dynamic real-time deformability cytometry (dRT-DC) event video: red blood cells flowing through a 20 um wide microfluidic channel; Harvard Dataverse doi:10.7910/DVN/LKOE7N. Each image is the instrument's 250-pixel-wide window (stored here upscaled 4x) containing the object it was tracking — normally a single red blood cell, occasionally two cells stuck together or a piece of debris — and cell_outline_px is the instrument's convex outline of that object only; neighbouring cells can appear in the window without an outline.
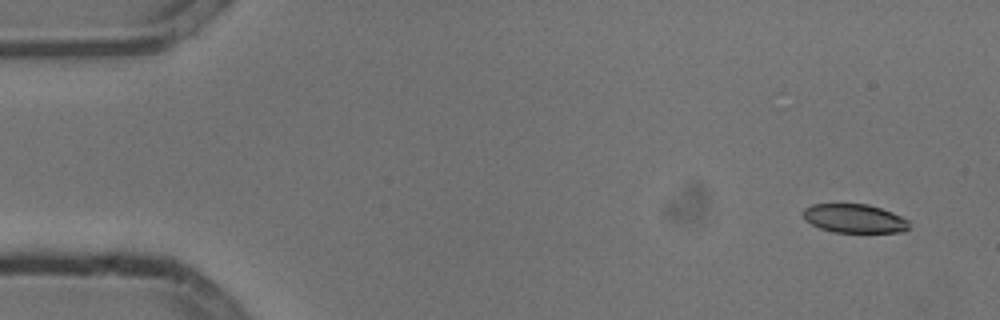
{"species": "common noctule bat (a hibernating species)", "species_latin": "Nyctalus noctula", "temperature_condition": "cold", "stored_images_in_passage": 5, "camera_frame_rate_fps": 3000, "um_per_image_px": 0.085, "animal": {"sex": "male", "body_mass_g": 13.3}, "frame": {"image": 1, "passage_image": 1, "time_ms": 0.0, "image_size_px": [1000, 320], "cell_outline_px": [[908, 228], [904, 232], [832, 232], [820, 228], [804, 220], [804, 208], [812, 204], [868, 204], [892, 212], [908, 220]], "centroid_in_image_um": [72.61, 18.57], "position_along_channel_um": 12.4, "area_um2": 17.69}}
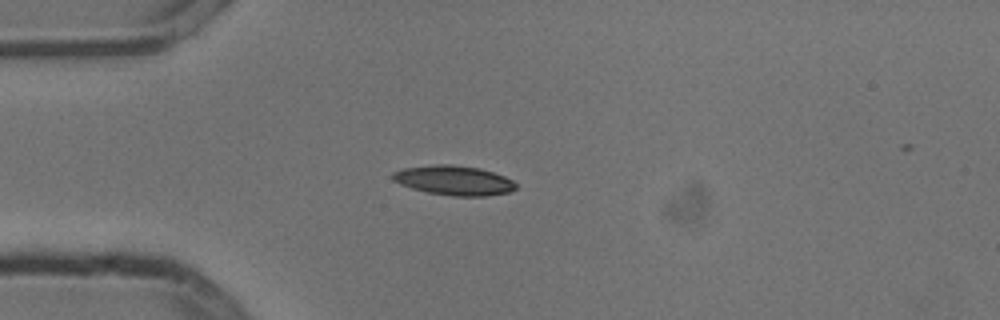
{"frame": {"image": 2, "passage_image": 4, "time_ms": 1.0, "image_size_px": [1000, 320], "cell_outline_px": [[516, 188], [508, 192], [488, 196], [452, 196], [428, 192], [412, 188], [400, 184], [392, 180], [392, 172], [404, 168], [436, 164], [448, 164], [480, 168], [504, 176], [512, 180], [516, 184]], "centroid_in_image_um": [38.57, 15.33], "position_along_channel_um": 46.4, "area_um2": 21.15}}